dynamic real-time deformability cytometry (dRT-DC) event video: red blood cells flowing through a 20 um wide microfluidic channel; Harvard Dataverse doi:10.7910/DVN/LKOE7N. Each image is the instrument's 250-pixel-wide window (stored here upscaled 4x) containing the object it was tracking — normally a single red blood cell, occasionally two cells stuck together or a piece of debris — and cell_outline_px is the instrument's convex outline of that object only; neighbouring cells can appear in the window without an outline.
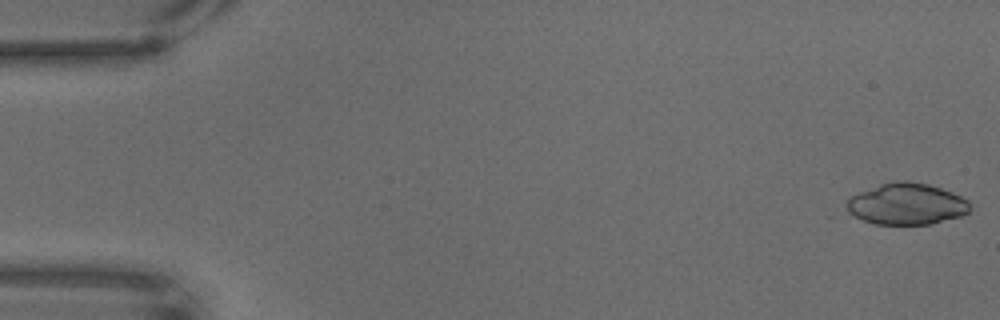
{"species": "common noctule bat (a hibernating species)", "species_latin": "Nyctalus noctula", "temperature_condition": "warm", "stored_images_in_passage": 62, "camera_frame_rate_fps": 3000, "um_per_image_px": 0.085, "animal": {"sex": "male", "body_mass_g": 18.8}, "frame": {"image": 1, "passage_image": 1, "time_ms": 0.0, "image_size_px": [1000, 320], "cell_outline_px": [[972, 208], [968, 212], [960, 216], [932, 224], [876, 224], [864, 220], [848, 212], [848, 196], [880, 184], [896, 180], [908, 180], [928, 184], [952, 192], [968, 200]], "centroid_in_image_um": [77.08, 17.32], "position_along_channel_um": 7.9, "area_um2": 29.77}}